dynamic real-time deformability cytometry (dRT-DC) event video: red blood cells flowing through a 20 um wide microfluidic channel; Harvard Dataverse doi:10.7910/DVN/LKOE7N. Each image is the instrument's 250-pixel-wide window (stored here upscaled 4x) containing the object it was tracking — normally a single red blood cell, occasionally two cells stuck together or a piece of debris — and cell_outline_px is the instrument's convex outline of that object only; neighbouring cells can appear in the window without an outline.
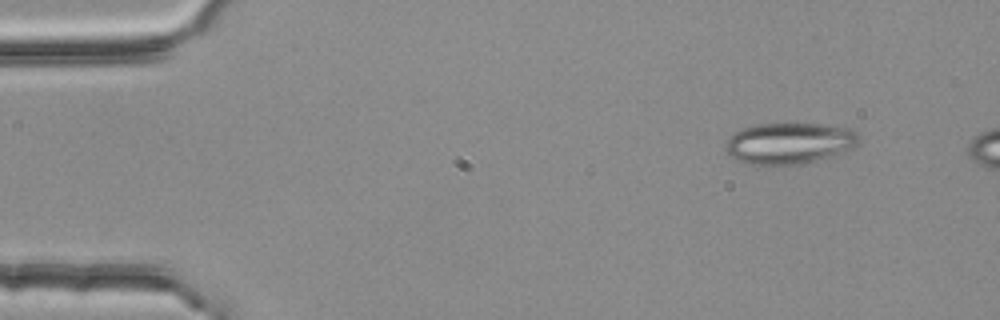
{"species": "common noctule bat (a hibernating species)", "species_latin": "Nyctalus noctula", "temperature_condition": "room temperature", "stored_images_in_passage": 5, "camera_frame_rate_fps": 3000, "um_per_image_px": 0.085, "animal": {"sex": "female", "body_mass_g": 25.1}, "frame": {"image": 1, "passage_image": 2, "time_ms": 0.333, "image_size_px": [1000, 320], "cell_outline_px": [[860, 140], [852, 148], [828, 156], [796, 164], [748, 164], [736, 160], [724, 148], [728, 140], [736, 132], [744, 128], [756, 124], [824, 124], [848, 128], [856, 132], [860, 136]], "centroid_in_image_um": [67.08, 12.16], "position_along_channel_um": 17.9, "area_um2": 31.33}}